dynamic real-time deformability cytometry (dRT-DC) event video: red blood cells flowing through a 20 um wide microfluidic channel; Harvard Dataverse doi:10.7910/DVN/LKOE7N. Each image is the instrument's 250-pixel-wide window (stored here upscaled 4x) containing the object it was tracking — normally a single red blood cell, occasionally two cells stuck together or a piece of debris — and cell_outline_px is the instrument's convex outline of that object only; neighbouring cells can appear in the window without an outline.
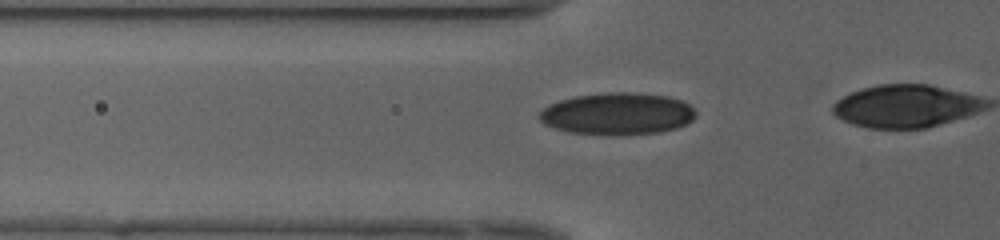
{"species": "human", "species_latin": "Homo sapiens", "temperature_condition": "cold", "stored_images_in_passage": 10, "camera_frame_rate_fps": 3000, "um_per_image_px": 0.085, "donor": {"sex": "female"}, "frame": {"image": 1, "passage_image": 4, "time_ms": 1.0, "image_size_px": [1000, 240], "cell_outline_px": [[696, 116], [688, 124], [676, 128], [660, 132], [568, 132], [544, 124], [536, 116], [548, 104], [572, 96], [608, 92], [632, 92], [668, 96], [680, 100], [688, 104], [696, 112]], "centroid_in_image_um": [52.47, 9.62], "position_along_channel_um": 73.3, "area_um2": 37.4}}
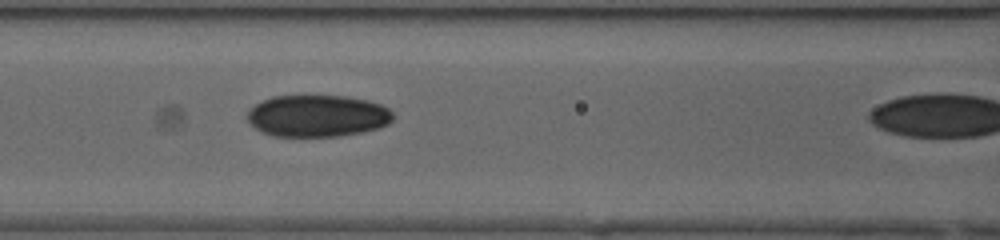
{"frame": {"image": 2, "passage_image": 9, "time_ms": 2.667, "image_size_px": [1000, 240], "cell_outline_px": [[392, 120], [388, 124], [380, 128], [340, 136], [272, 136], [260, 132], [244, 116], [256, 104], [272, 96], [348, 96], [368, 100], [380, 104], [388, 108], [392, 112]], "centroid_in_image_um": [26.98, 9.85], "position_along_channel_um": 139.6, "area_um2": 35.6}}